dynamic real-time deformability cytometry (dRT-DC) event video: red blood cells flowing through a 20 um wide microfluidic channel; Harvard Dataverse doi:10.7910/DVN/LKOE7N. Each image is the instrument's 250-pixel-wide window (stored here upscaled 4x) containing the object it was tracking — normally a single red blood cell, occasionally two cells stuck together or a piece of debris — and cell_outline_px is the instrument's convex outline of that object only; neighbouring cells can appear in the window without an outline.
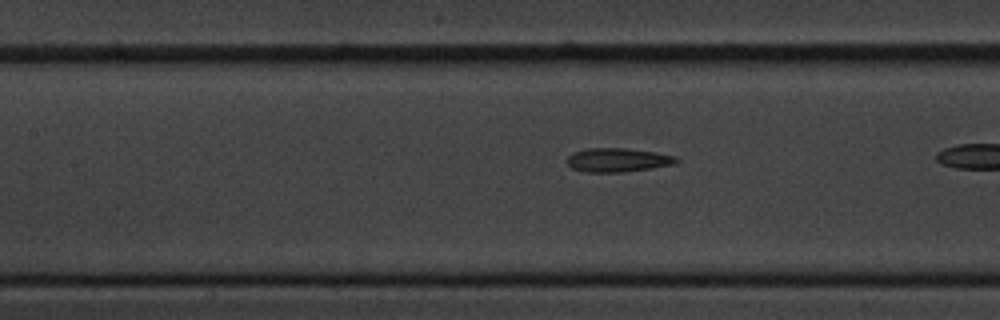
{"species": "common noctule bat (a hibernating species)", "species_latin": "Nyctalus noctula", "temperature_condition": "cold", "stored_images_in_passage": 21, "camera_frame_rate_fps": 3000, "um_per_image_px": 0.085, "animal": {"sex": "male", "body_mass_g": 20.1, "forearm_length_mm": 53.5}, "frame": {"image": 1, "passage_image": 7, "time_ms": 2.0, "image_size_px": [1000, 320], "cell_outline_px": [[680, 160], [676, 164], [652, 168], [620, 172], [584, 172], [572, 168], [568, 164], [568, 156], [576, 152], [588, 148], [624, 148], [656, 152], [676, 156]], "centroid_in_image_um": [52.56, 13.6], "position_along_channel_um": 154.8, "area_um2": 15.14}}